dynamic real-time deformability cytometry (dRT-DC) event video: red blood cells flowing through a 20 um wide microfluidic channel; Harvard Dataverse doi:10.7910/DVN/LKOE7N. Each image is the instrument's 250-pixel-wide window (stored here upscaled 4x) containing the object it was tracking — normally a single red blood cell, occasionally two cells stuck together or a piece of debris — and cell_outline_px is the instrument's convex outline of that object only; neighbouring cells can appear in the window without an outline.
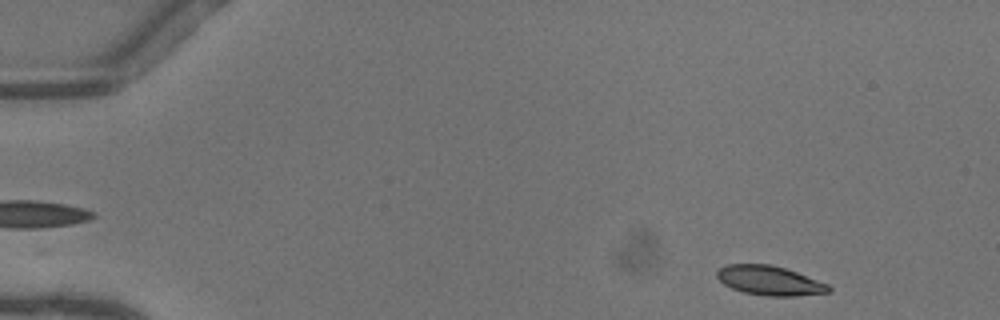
{"species": "common noctule bat (a hibernating species)", "species_latin": "Nyctalus noctula", "temperature_condition": "warm", "stored_images_in_passage": 48, "camera_frame_rate_fps": 3000, "um_per_image_px": 0.085, "animal": {"sex": "female"}, "frame": {"image": 1, "passage_image": 3, "time_ms": 0.667, "image_size_px": [1000, 320], "cell_outline_px": [[832, 292], [796, 296], [764, 296], [744, 292], [732, 288], [724, 284], [716, 276], [716, 272], [724, 264], [772, 264], [796, 272], [828, 284], [832, 288]], "centroid_in_image_um": [65.42, 23.85], "position_along_channel_um": 19.6, "area_um2": 19.19}}
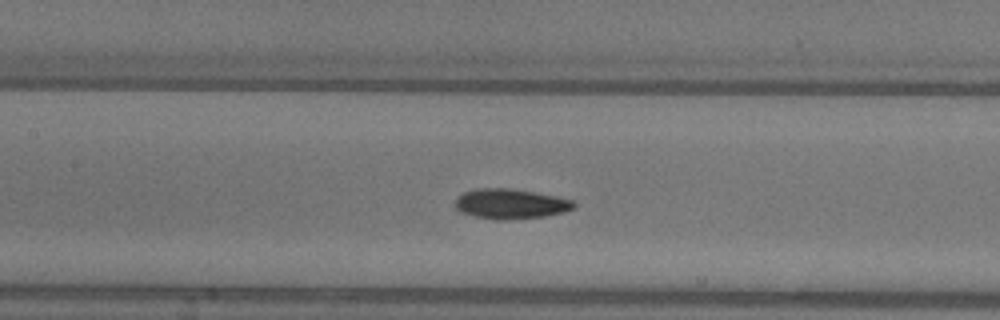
{"frame": {"image": 2, "passage_image": 22, "time_ms": 7.0, "image_size_px": [1000, 320], "cell_outline_px": [[576, 208], [564, 212], [544, 216], [508, 220], [496, 220], [476, 216], [460, 212], [456, 208], [456, 196], [464, 192], [476, 188], [512, 188], [556, 196], [572, 200], [576, 204]], "centroid_in_image_um": [43.4, 17.32], "position_along_channel_um": 164.0, "area_um2": 20.87}}
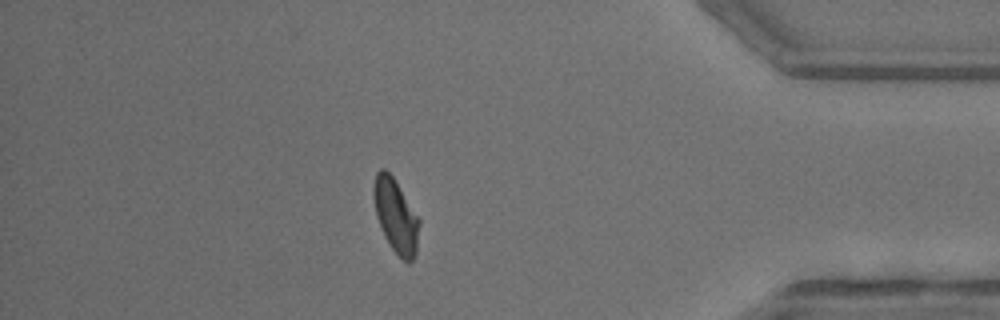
{"frame": {"image": 3, "passage_image": 42, "time_ms": 13.667, "image_size_px": [1000, 320], "cell_outline_px": [[420, 224], [416, 252], [412, 260], [408, 264], [392, 248], [384, 236], [376, 216], [372, 196], [372, 188], [376, 172], [380, 168], [384, 168], [392, 176], [420, 220]], "centroid_in_image_um": [33.61, 18.33], "position_along_channel_um": 401.6, "area_um2": 19.48}, "authors_computed_cell_mechanics": {"area_um2": 19.8832, "velocity_mm_per_s": 4.0935, "shape_relaxation_time_tau1_ms": 3.5562, "shape_relaxation_time_tau2_ms": 2.4876, "deformation_change_tau1": 0.1215, "deformation_change_tau2": 0.0707}}